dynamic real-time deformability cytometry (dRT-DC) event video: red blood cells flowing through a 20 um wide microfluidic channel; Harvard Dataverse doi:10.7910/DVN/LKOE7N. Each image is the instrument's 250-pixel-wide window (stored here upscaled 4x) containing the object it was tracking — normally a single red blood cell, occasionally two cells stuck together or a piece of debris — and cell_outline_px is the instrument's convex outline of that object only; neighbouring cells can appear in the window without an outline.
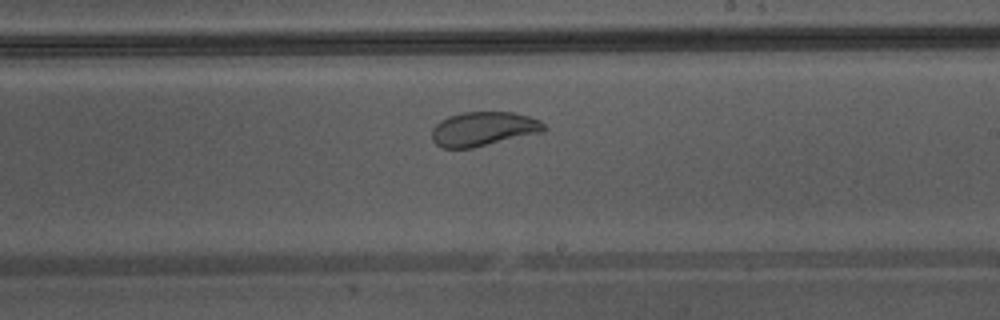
{"species": "Egyptian fruit bat (a non-hibernating species)", "species_latin": "Rousettus aegyptiacus", "temperature_condition": "warm", "stored_images_in_passage": 31, "camera_frame_rate_fps": 3000, "um_per_image_px": 0.085, "animal": {"sex": "male"}, "frame": {"image": 1, "passage_image": 18, "time_ms": 5.667, "image_size_px": [1000, 320], "cell_outline_px": [[548, 128], [544, 132], [472, 148], [444, 148], [436, 144], [432, 140], [432, 128], [440, 120], [448, 116], [460, 112], [512, 112], [528, 116], [540, 120]], "centroid_in_image_um": [41.1, 10.95], "position_along_channel_um": 247.9, "area_um2": 22.54}, "authors_computed_cell_mechanics": {"area_um2": 23.698, "velocity_mm_per_s": 4.3085, "shape_relaxation_time_tau1_ms": 2.4683, "shape_relaxation_time_tau2_ms": 1.0566, "deformation_change_tau1": 0.0798, "deformation_change_tau2": 0.064}}